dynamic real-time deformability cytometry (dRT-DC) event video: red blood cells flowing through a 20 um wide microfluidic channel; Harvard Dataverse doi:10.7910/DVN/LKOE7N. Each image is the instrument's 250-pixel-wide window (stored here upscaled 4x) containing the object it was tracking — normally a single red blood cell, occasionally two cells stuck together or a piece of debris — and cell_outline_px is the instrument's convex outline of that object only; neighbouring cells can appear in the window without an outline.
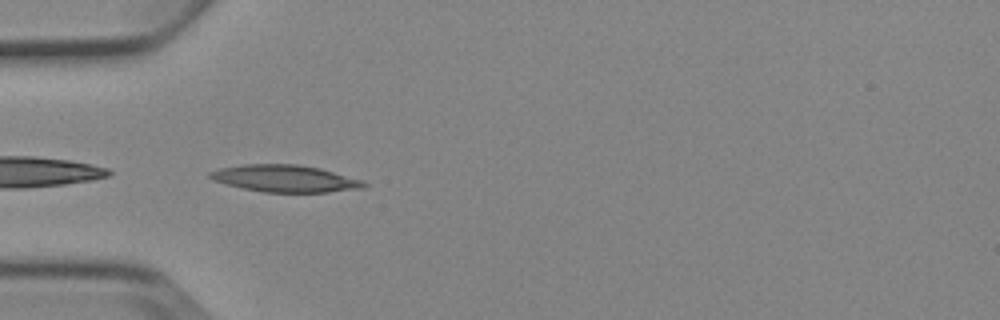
{"species": "Egyptian fruit bat (a non-hibernating species)", "species_latin": "Rousettus aegyptiacus", "temperature_condition": "cold", "stored_images_in_passage": 6, "camera_frame_rate_fps": 3000, "um_per_image_px": 0.085, "animal": {"sex": "female"}, "frame": {"image": 1, "passage_image": 5, "time_ms": 4.667, "image_size_px": [1000, 320], "cell_outline_px": [[368, 184], [364, 188], [328, 192], [264, 192], [224, 184], [212, 180], [208, 176], [208, 172], [220, 168], [244, 164], [300, 164], [320, 168], [364, 180]], "centroid_in_image_um": [24.24, 15.17], "position_along_channel_um": 60.8, "area_um2": 24.39}}
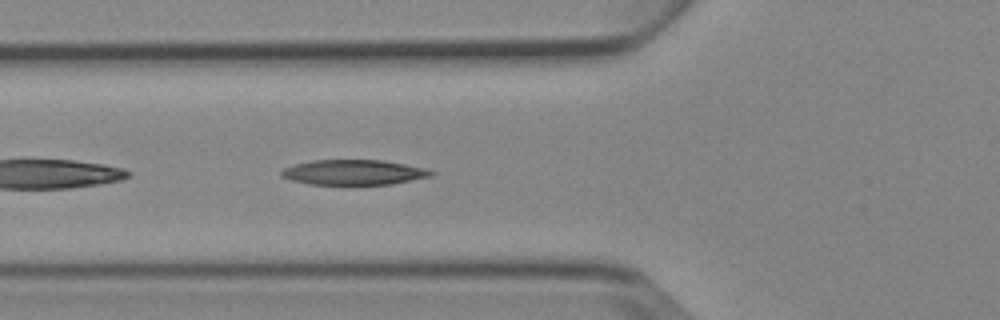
{"frame": {"image": 2, "passage_image": 6, "time_ms": 5.667, "image_size_px": [1000, 320], "cell_outline_px": [[436, 172], [432, 176], [392, 184], [308, 184], [292, 180], [280, 176], [280, 172], [284, 168], [296, 164], [312, 160], [384, 160], [428, 168]], "centroid_in_image_um": [30.11, 14.64], "position_along_channel_um": 95.7, "area_um2": 21.96}}